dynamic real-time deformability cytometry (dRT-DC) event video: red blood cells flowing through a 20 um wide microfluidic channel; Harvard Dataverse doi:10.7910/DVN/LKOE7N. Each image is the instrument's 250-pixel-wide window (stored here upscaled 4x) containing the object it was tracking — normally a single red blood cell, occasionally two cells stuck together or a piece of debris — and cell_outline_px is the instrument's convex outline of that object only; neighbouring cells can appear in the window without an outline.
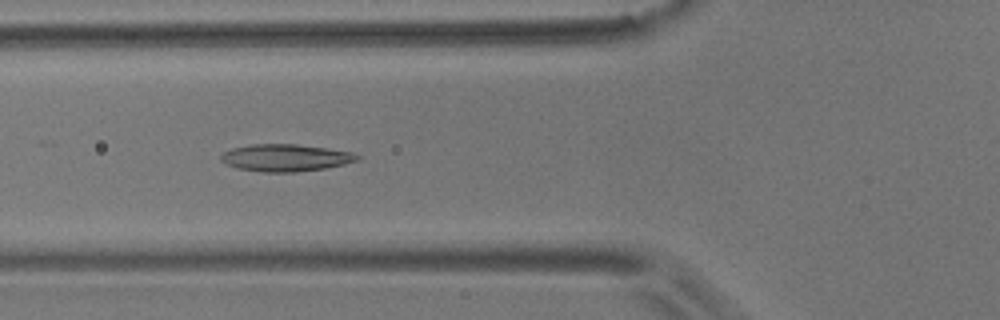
{"species": "common noctule bat (a hibernating species)", "species_latin": "Nyctalus noctula", "temperature_condition": "room temperature", "stored_images_in_passage": 10, "camera_frame_rate_fps": 3000, "um_per_image_px": 0.085, "animal": {"sex": "male", "body_mass_g": 17.9}, "frame": {"image": 1, "passage_image": 6, "time_ms": 1.667, "image_size_px": [1000, 320], "cell_outline_px": [[360, 160], [344, 164], [324, 168], [296, 172], [264, 172], [240, 168], [228, 164], [220, 160], [220, 156], [224, 152], [232, 148], [252, 144], [296, 144], [328, 148], [352, 152], [360, 156]], "centroid_in_image_um": [24.3, 13.4], "position_along_channel_um": 101.5, "area_um2": 21.44}}
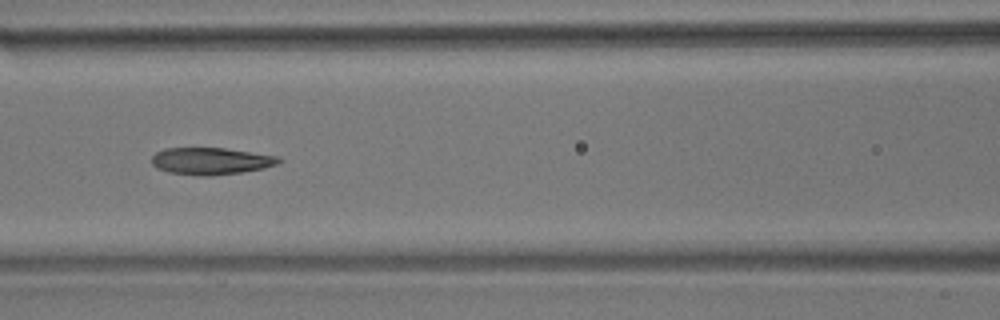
{"frame": {"image": 2, "passage_image": 7, "time_ms": 2.0, "image_size_px": [1000, 320], "cell_outline_px": [[284, 160], [276, 164], [264, 168], [240, 172], [212, 176], [200, 176], [168, 172], [156, 168], [152, 164], [152, 156], [156, 152], [164, 148], [224, 148], [280, 156]], "centroid_in_image_um": [17.93, 13.69], "position_along_channel_um": 148.7, "area_um2": 20.11}}